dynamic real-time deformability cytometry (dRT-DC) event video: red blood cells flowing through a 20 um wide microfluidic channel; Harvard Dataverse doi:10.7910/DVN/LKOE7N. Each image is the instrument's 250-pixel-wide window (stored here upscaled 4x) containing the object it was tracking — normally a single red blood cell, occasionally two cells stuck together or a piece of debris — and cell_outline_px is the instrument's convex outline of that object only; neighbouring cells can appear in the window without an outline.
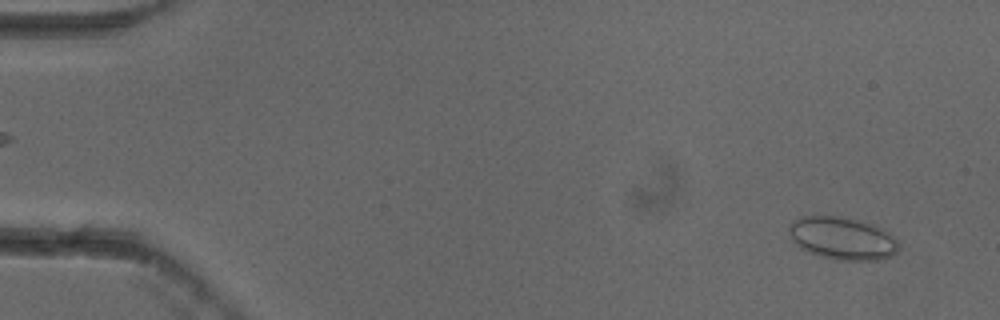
{"species": "common noctule bat (a hibernating species)", "species_latin": "Nyctalus noctula", "temperature_condition": "cold", "stored_images_in_passage": 52, "camera_frame_rate_fps": 3000, "um_per_image_px": 0.085, "animal": {"sex": "female"}, "frame": {"image": 1, "passage_image": 2, "time_ms": 0.333, "image_size_px": [1000, 320], "cell_outline_px": [[900, 248], [892, 256], [880, 260], [836, 260], [820, 256], [808, 252], [800, 248], [792, 240], [788, 228], [792, 220], [800, 216], [840, 216], [860, 220], [884, 228], [900, 244]], "centroid_in_image_um": [71.61, 20.25], "position_along_channel_um": 13.4, "area_um2": 27.63}}
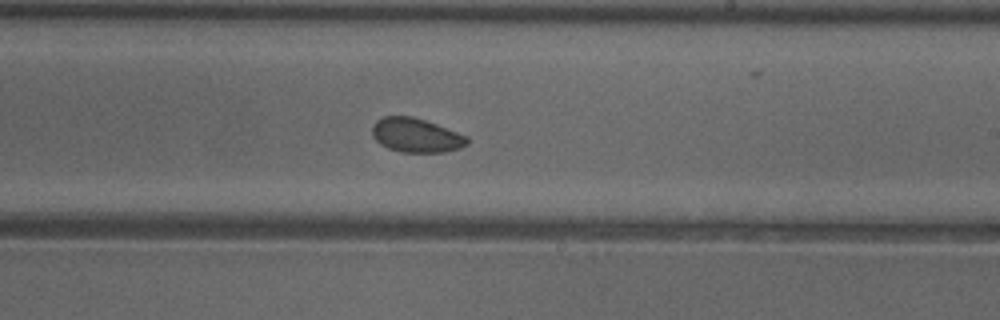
{"frame": {"image": 2, "passage_image": 31, "time_ms": 10.0, "image_size_px": [1000, 320], "cell_outline_px": [[468, 144], [460, 148], [444, 152], [400, 152], [388, 148], [380, 144], [372, 136], [372, 124], [376, 120], [384, 116], [412, 116], [436, 124], [468, 136]], "centroid_in_image_um": [35.35, 11.5], "position_along_channel_um": 253.7, "area_um2": 18.96}}
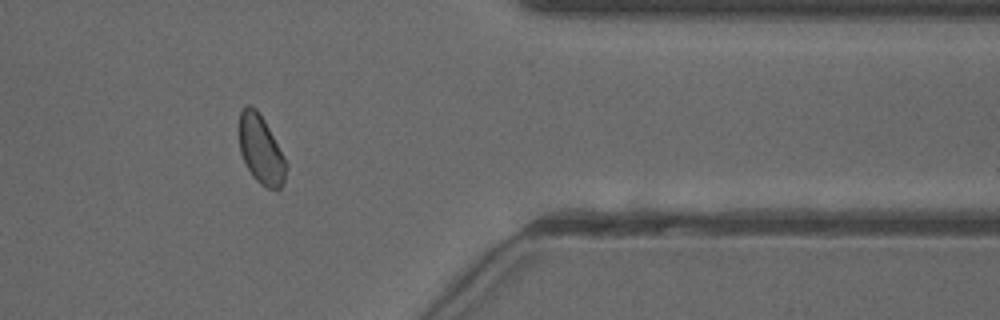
{"frame": {"image": 3, "passage_image": 43, "time_ms": 14.0, "image_size_px": [1000, 320], "cell_outline_px": [[288, 168], [284, 184], [280, 188], [268, 188], [260, 184], [252, 176], [240, 152], [240, 112], [244, 104], [248, 104], [256, 108], [264, 120], [284, 156], [288, 164]], "centroid_in_image_um": [22.2, 12.73], "position_along_channel_um": 389.2, "area_um2": 18.73}, "authors_computed_cell_mechanics": {"area_um2": 19.363, "velocity_mm_per_s": 3.8305, "shape_relaxation_time_tau1_ms": null, "shape_relaxation_time_tau2_ms": 2.8873, "deformation_change_tau1": null, "deformation_change_tau2": 0.058}}